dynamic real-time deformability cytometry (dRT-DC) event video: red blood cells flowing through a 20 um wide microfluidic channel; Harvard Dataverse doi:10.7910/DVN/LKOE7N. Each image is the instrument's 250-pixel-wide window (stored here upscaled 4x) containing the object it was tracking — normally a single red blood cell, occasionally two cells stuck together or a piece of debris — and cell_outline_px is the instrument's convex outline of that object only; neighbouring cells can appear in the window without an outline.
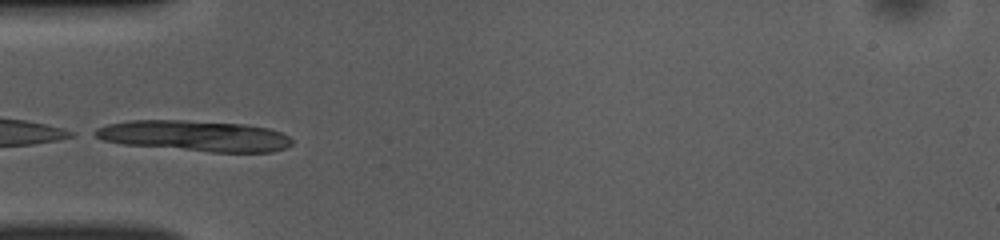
{"species": "common noctule bat (a hibernating species)", "species_latin": "Nyctalus noctula", "temperature_condition": "room temperature", "stored_images_in_passage": 34, "camera_frame_rate_fps": 3000, "um_per_image_px": 0.085, "animal": {"sex": "female", "body_mass_g": 10.0, "forearm_length_mm": 53.1}, "frame": {"image": 1, "passage_image": 1, "time_ms": 0.0, "image_size_px": [1000, 240], "cell_outline_px": [[292, 144], [284, 148], [272, 152], [212, 152], [124, 144], [104, 140], [88, 132], [96, 128], [108, 124], [128, 120], [184, 120], [244, 124], [268, 128], [280, 132], [288, 136], [292, 140]], "centroid_in_image_um": [16.52, 11.54], "position_along_channel_um": 68.5, "area_um2": 35.32}}